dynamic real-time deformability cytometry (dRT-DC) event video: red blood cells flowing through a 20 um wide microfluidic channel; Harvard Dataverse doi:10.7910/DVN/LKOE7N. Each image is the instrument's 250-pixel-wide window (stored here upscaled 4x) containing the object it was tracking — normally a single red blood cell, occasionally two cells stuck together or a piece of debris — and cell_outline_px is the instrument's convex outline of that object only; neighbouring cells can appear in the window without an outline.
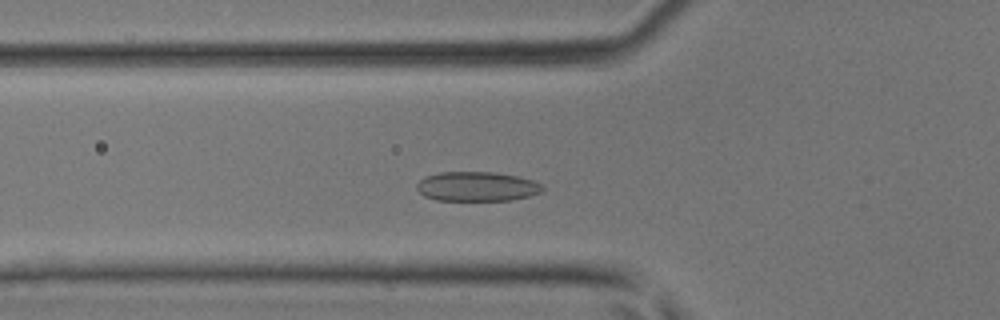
{"species": "common noctule bat (a hibernating species)", "species_latin": "Nyctalus noctula", "temperature_condition": "room temperature", "stored_images_in_passage": 40, "camera_frame_rate_fps": 3000, "um_per_image_px": 0.085, "animal": {"sex": "male", "body_mass_g": 17.9, "forearm_length_mm": 54.2}, "frame": {"image": 1, "passage_image": 12, "time_ms": 3.667, "image_size_px": [1000, 320], "cell_outline_px": [[544, 188], [540, 192], [528, 196], [512, 200], [436, 200], [424, 196], [416, 188], [416, 184], [424, 176], [440, 172], [492, 172], [520, 176], [544, 184]], "centroid_in_image_um": [40.54, 15.84], "position_along_channel_um": 85.3, "area_um2": 21.73}}
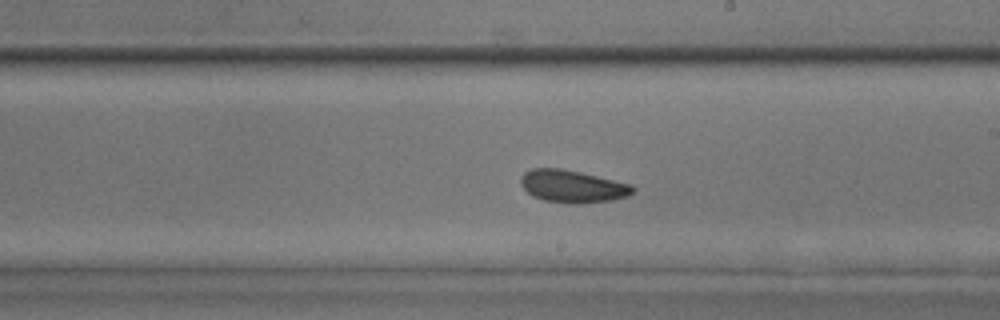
{"frame": {"image": 2, "passage_image": 22, "time_ms": 7.0, "image_size_px": [1000, 320], "cell_outline_px": [[636, 188], [628, 196], [612, 200], [576, 204], [572, 204], [544, 200], [532, 196], [520, 184], [520, 176], [524, 172], [532, 168], [560, 168], [580, 172], [632, 184]], "centroid_in_image_um": [48.65, 15.83], "position_along_channel_um": 240.4, "area_um2": 21.27}}
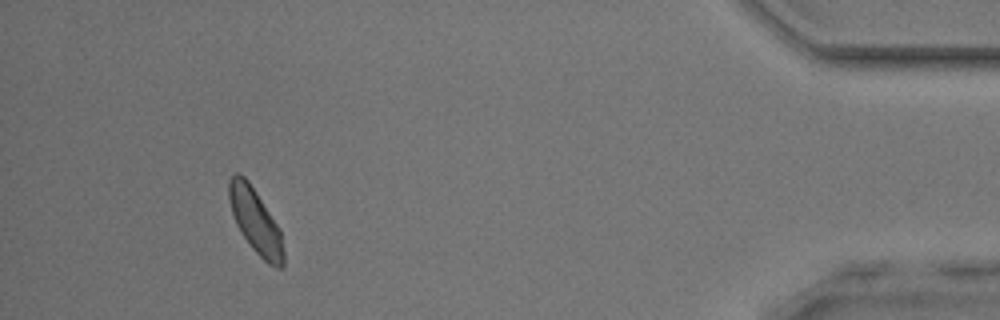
{"frame": {"image": 3, "passage_image": 37, "time_ms": 12.0, "image_size_px": [1000, 320], "cell_outline_px": [[284, 264], [280, 268], [276, 268], [268, 264], [252, 248], [240, 232], [236, 224], [232, 212], [228, 196], [228, 180], [236, 172], [240, 172], [248, 180], [280, 228], [284, 252]], "centroid_in_image_um": [21.71, 18.79], "position_along_channel_um": 413.5, "area_um2": 20.58}}